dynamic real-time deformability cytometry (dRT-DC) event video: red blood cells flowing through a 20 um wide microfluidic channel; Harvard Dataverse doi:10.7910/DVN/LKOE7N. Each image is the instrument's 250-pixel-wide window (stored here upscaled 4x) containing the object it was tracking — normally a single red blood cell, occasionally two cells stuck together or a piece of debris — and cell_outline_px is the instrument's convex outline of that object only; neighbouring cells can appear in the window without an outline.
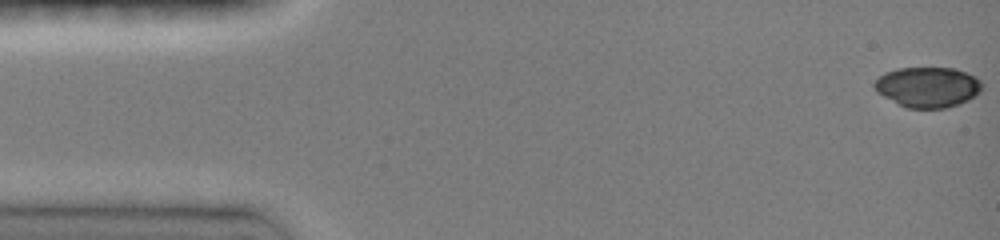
{"species": "common noctule bat (a hibernating species)", "species_latin": "Nyctalus noctula", "temperature_condition": "room temperature", "stored_images_in_passage": 8, "camera_frame_rate_fps": 3000, "um_per_image_px": 0.085, "animal": {"sex": "female", "body_mass_g": 19.0, "forearm_length_mm": 51.5}, "frame": {"image": 1, "passage_image": 1, "time_ms": 0.0, "image_size_px": [1000, 240], "cell_outline_px": [[984, 88], [980, 92], [968, 100], [944, 108], [908, 108], [876, 92], [872, 84], [884, 72], [896, 68], [956, 68], [976, 76], [984, 84]], "centroid_in_image_um": [78.88, 7.38], "position_along_channel_um": 6.1, "area_um2": 25.37}}